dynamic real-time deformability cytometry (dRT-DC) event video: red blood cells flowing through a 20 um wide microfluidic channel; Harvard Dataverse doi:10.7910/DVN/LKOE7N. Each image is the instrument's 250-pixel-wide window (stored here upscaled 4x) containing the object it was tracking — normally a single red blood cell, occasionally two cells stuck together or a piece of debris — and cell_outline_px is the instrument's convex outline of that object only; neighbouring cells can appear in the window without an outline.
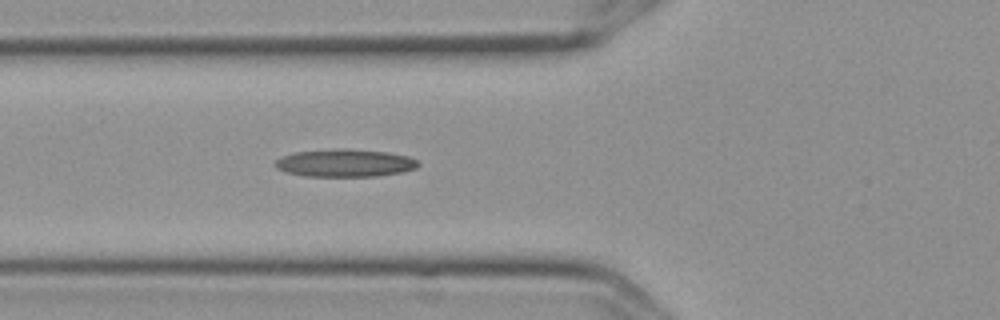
{"species": "Egyptian fruit bat (a non-hibernating species)", "species_latin": "Rousettus aegyptiacus", "temperature_condition": "cold", "stored_images_in_passage": 5, "camera_frame_rate_fps": 3000, "um_per_image_px": 0.085, "frame": {"image": 1, "passage_image": 5, "time_ms": 1.333, "image_size_px": [1000, 320], "cell_outline_px": [[420, 164], [416, 168], [400, 172], [376, 176], [304, 176], [284, 172], [276, 168], [272, 164], [276, 160], [284, 156], [296, 152], [336, 148], [348, 148], [388, 152], [408, 156], [416, 160]], "centroid_in_image_um": [29.29, 13.85], "position_along_channel_um": 96.5, "area_um2": 23.18}}